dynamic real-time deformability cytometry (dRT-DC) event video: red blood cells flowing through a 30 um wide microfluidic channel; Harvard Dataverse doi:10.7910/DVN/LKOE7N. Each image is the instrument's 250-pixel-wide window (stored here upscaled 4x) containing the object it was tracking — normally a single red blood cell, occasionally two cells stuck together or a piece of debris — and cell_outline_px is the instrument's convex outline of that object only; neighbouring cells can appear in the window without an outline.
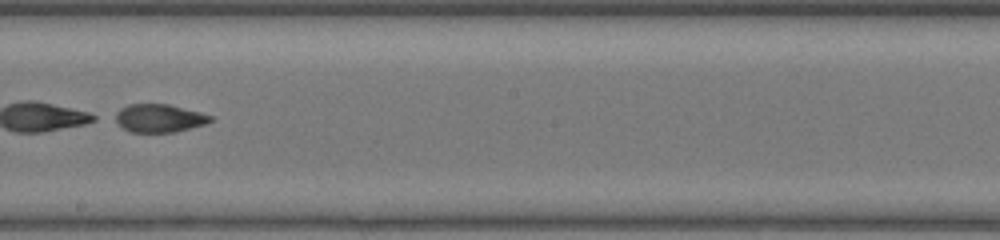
{"species": "common noctule bat (a hibernating species)", "species_latin": "Nyctalus noctula", "temperature_condition": "warm", "stored_images_in_passage": 46, "segment_of_instrument_passage": [2, 2], "camera_frame_rate_fps": 3000, "um_per_image_px": 0.085, "animal": {"sex": "female", "body_mass_g": 17.0, "forearm_length_mm": 48.0}, "frame": {"image": 1, "passage_image": 28, "time_ms": 9.0, "image_size_px": [1000, 240], "cell_outline_px": [[212, 120], [204, 124], [176, 132], [132, 132], [124, 128], [112, 120], [108, 116], [120, 108], [128, 104], [168, 104], [200, 112], [212, 116]], "centroid_in_image_um": [13.43, 10.04], "position_along_channel_um": 234.8, "area_um2": 15.84}}